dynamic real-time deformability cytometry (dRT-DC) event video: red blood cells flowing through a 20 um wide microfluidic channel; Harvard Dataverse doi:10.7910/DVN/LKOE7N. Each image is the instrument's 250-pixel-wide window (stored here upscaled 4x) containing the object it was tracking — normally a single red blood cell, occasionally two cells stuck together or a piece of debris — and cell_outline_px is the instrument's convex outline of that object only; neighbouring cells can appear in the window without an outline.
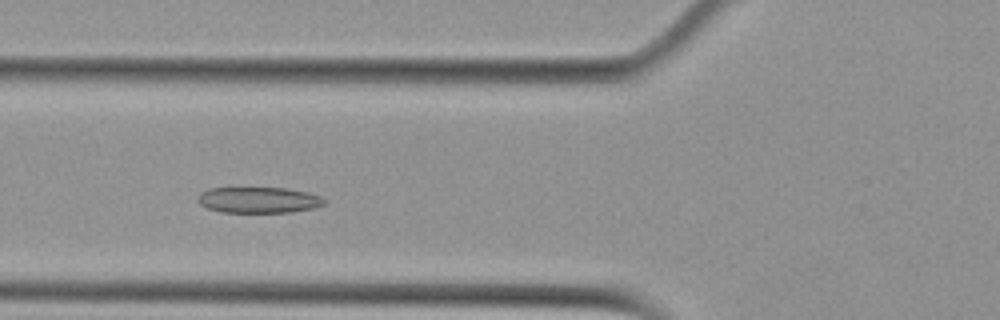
{"species": "Egyptian fruit bat (a non-hibernating species)", "species_latin": "Rousettus aegyptiacus", "temperature_condition": "cold", "stored_images_in_passage": 47, "camera_frame_rate_fps": 3000, "um_per_image_px": 0.085, "animal": {"sex": "female"}, "frame": {"image": 1, "passage_image": 13, "time_ms": 4.0, "image_size_px": [1000, 320], "cell_outline_px": [[328, 204], [312, 208], [292, 212], [220, 212], [208, 208], [200, 204], [196, 200], [196, 196], [200, 192], [208, 188], [288, 188], [308, 192], [320, 196], [328, 200]], "centroid_in_image_um": [22.0, 16.99], "position_along_channel_um": 103.8, "area_um2": 19.42}}
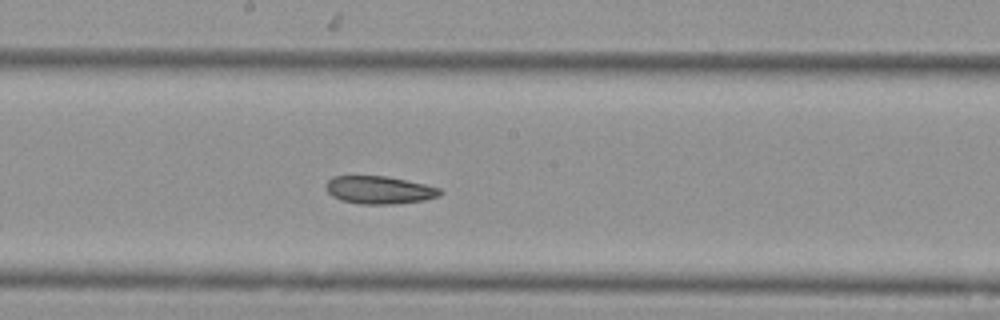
{"frame": {"image": 2, "passage_image": 22, "time_ms": 7.0, "image_size_px": [1000, 320], "cell_outline_px": [[444, 192], [440, 196], [424, 200], [392, 204], [360, 204], [340, 200], [332, 196], [324, 188], [324, 184], [332, 176], [388, 176], [424, 184], [440, 188]], "centroid_in_image_um": [32.22, 16.14], "position_along_channel_um": 216.0, "area_um2": 18.67}}
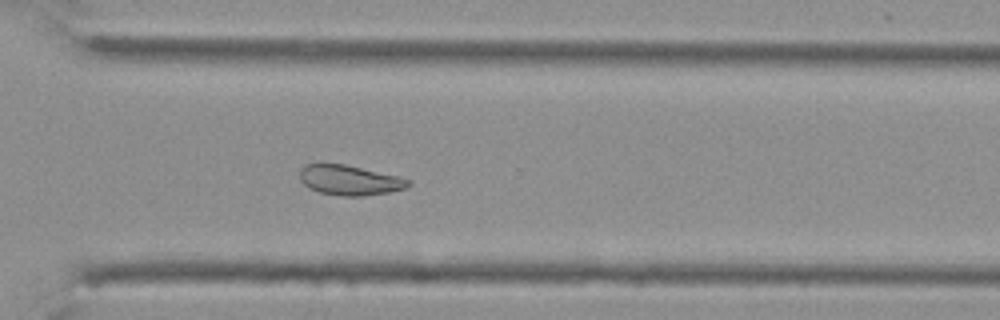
{"frame": {"image": 3, "passage_image": 32, "time_ms": 10.333, "image_size_px": [1000, 320], "cell_outline_px": [[412, 184], [408, 188], [388, 192], [364, 196], [340, 196], [320, 192], [308, 188], [300, 180], [300, 168], [304, 164], [344, 164], [396, 176], [408, 180]], "centroid_in_image_um": [29.69, 15.32], "position_along_channel_um": 340.9, "area_um2": 18.84}, "authors_computed_cell_mechanics": {"area_um2": 20.9236, "velocity_mm_per_s": 3.7553, "shape_relaxation_time_tau1_ms": null, "shape_relaxation_time_tau2_ms": 10.6985, "deformation_change_tau1": null, "deformation_change_tau2": 0.1419}}